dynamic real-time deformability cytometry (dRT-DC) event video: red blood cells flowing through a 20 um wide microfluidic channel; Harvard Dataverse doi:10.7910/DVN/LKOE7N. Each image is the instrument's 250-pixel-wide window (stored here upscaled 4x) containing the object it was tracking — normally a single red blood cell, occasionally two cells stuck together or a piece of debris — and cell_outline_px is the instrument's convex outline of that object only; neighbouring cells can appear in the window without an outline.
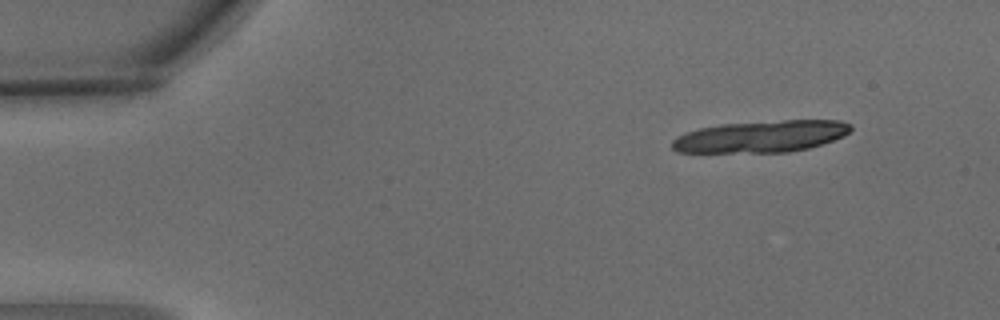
{"species": "common noctule bat (a hibernating species)", "species_latin": "Nyctalus noctula", "temperature_condition": "warm", "stored_images_in_passage": 5, "camera_frame_rate_fps": 3000, "um_per_image_px": 0.085, "animal": {"sex": "male", "body_mass_g": 15.6}, "frame": {"image": 1, "passage_image": 1, "time_ms": 0.0, "image_size_px": [1000, 320], "cell_outline_px": [[852, 128], [844, 136], [808, 148], [788, 152], [676, 152], [672, 148], [672, 140], [676, 136], [684, 132], [700, 128], [720, 124], [784, 120], [840, 120], [852, 124]], "centroid_in_image_um": [64.67, 11.59], "position_along_channel_um": 20.3, "area_um2": 33.06}}
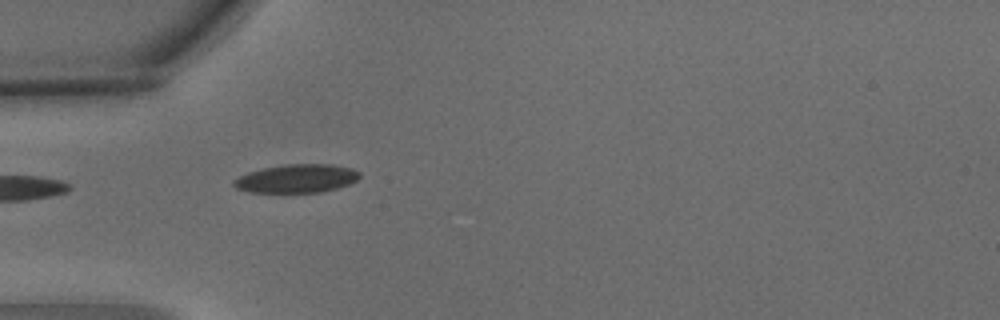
{"frame": {"image": 2, "passage_image": 4, "time_ms": 1.0, "image_size_px": [1000, 320], "cell_outline_px": [[360, 176], [356, 180], [348, 184], [336, 188], [320, 192], [280, 196], [252, 192], [236, 188], [232, 184], [232, 180], [248, 172], [264, 168], [284, 164], [332, 164], [352, 168], [360, 172]], "centroid_in_image_um": [25.16, 15.22], "position_along_channel_um": 59.8, "area_um2": 21.73}}
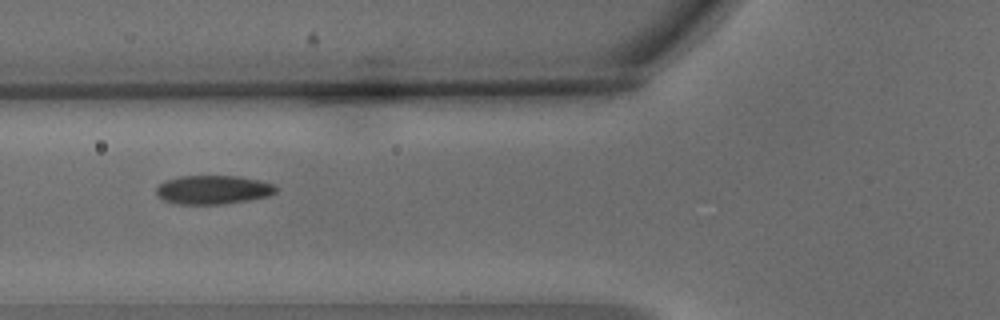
{"frame": {"image": 3, "passage_image": 5, "time_ms": 1.333, "image_size_px": [1000, 320], "cell_outline_px": [[280, 188], [276, 192], [268, 196], [248, 200], [220, 204], [176, 204], [164, 200], [156, 196], [156, 188], [164, 180], [180, 176], [240, 176], [272, 184]], "centroid_in_image_um": [18.08, 16.13], "position_along_channel_um": 107.7, "area_um2": 20.11}}